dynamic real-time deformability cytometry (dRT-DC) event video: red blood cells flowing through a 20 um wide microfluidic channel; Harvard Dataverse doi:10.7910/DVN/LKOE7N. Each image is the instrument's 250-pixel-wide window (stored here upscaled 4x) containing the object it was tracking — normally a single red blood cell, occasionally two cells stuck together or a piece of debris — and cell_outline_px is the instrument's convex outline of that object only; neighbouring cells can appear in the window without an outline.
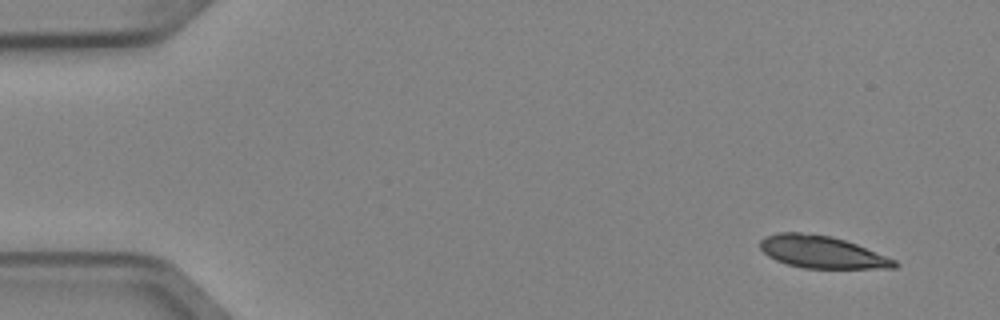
{"species": "Egyptian fruit bat (a non-hibernating species)", "species_latin": "Rousettus aegyptiacus", "temperature_condition": "cold", "stored_images_in_passage": 4, "camera_frame_rate_fps": 3000, "um_per_image_px": 0.085, "animal": {"sex": "female"}, "frame": {"image": 1, "passage_image": 1, "time_ms": 0.0, "image_size_px": [1000, 320], "cell_outline_px": [[900, 264], [896, 268], [804, 268], [788, 264], [776, 260], [768, 256], [760, 248], [760, 240], [764, 236], [776, 232], [800, 232], [832, 236], [856, 244], [896, 260]], "centroid_in_image_um": [69.84, 21.41], "position_along_channel_um": 15.2, "area_um2": 25.26}}
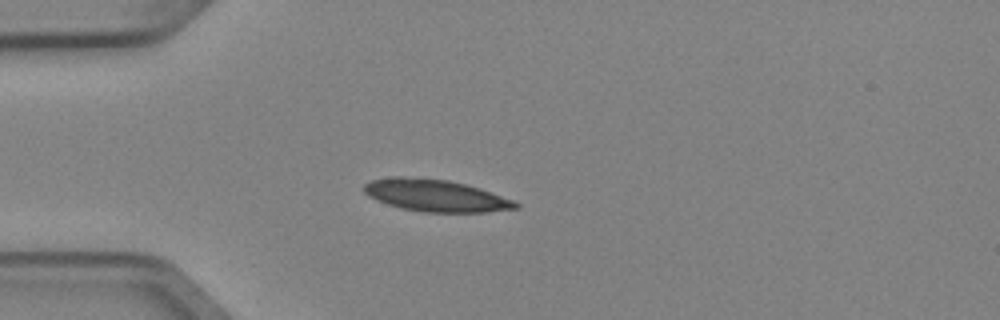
{"frame": {"image": 2, "passage_image": 4, "time_ms": 1.0, "image_size_px": [1000, 320], "cell_outline_px": [[520, 208], [488, 212], [424, 212], [400, 208], [376, 200], [368, 196], [364, 192], [364, 184], [372, 180], [392, 176], [404, 176], [448, 180], [480, 188], [516, 200], [520, 204]], "centroid_in_image_um": [37.06, 16.62], "position_along_channel_um": 47.9, "area_um2": 28.5}}